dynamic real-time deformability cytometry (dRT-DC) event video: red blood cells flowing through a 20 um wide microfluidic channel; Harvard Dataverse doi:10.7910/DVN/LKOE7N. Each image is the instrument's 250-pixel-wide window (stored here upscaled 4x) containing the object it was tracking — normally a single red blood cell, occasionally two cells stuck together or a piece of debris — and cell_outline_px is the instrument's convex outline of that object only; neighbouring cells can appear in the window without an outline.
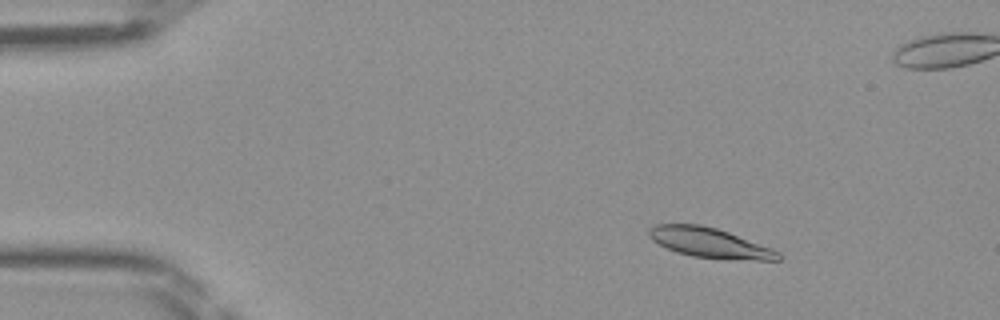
{"species": "Egyptian fruit bat (a non-hibernating species)", "species_latin": "Rousettus aegyptiacus", "temperature_condition": "room temperature", "stored_images_in_passage": 14, "camera_frame_rate_fps": 3000, "um_per_image_px": 0.085, "frame": {"image": 1, "passage_image": 7, "time_ms": 2.0, "image_size_px": [1000, 320], "cell_outline_px": [[784, 256], [780, 260], [756, 260], [692, 256], [676, 252], [652, 240], [648, 236], [648, 228], [656, 224], [700, 224], [716, 228], [728, 232], [772, 248], [780, 252]], "centroid_in_image_um": [60.33, 20.62], "position_along_channel_um": 24.7, "area_um2": 22.31}}